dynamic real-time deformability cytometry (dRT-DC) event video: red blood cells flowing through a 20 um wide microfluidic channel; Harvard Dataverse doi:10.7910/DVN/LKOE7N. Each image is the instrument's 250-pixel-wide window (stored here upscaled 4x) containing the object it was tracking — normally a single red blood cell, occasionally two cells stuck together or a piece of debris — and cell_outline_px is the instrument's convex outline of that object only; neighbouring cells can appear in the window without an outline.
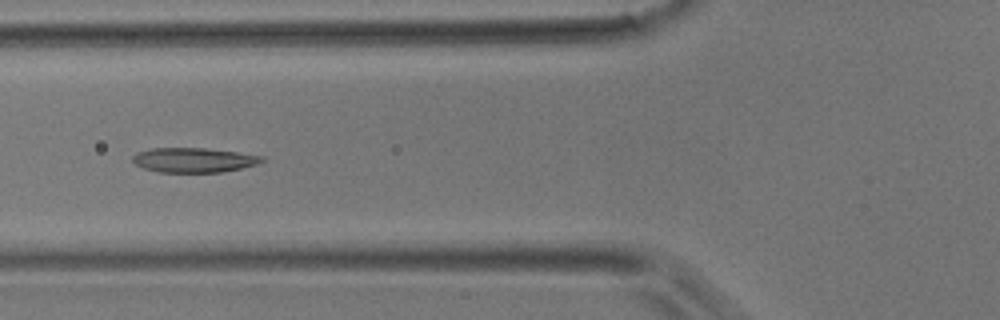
{"species": "common noctule bat (a hibernating species)", "species_latin": "Nyctalus noctula", "temperature_condition": "room temperature", "stored_images_in_passage": 5, "camera_frame_rate_fps": 3000, "um_per_image_px": 0.085, "animal": {"sex": "male", "body_mass_g": 17.9}, "frame": {"image": 1, "passage_image": 5, "time_ms": 1.333, "image_size_px": [1000, 320], "cell_outline_px": [[264, 160], [256, 164], [240, 168], [220, 172], [156, 172], [144, 168], [136, 164], [132, 160], [132, 156], [136, 152], [152, 148], [204, 148], [236, 152], [264, 156]], "centroid_in_image_um": [16.43, 13.6], "position_along_channel_um": 109.4, "area_um2": 18.44}}